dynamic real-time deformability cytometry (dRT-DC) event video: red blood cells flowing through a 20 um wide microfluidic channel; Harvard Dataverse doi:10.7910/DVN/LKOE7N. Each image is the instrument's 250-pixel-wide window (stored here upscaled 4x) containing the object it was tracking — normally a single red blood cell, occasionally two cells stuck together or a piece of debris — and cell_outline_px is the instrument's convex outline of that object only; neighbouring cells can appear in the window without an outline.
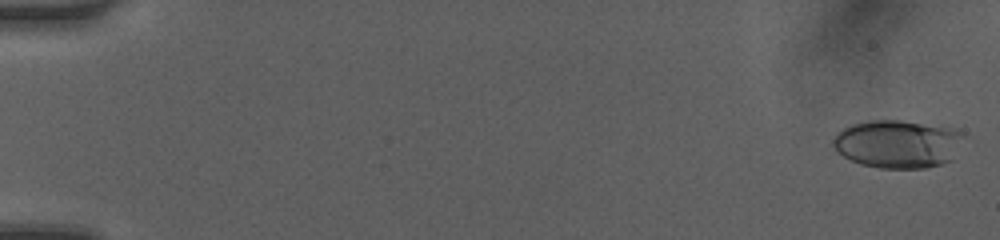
{"species": "human", "species_latin": "Homo sapiens", "temperature_condition": "room temperature", "stored_images_in_passage": 49, "camera_frame_rate_fps": 3000, "um_per_image_px": 0.085, "donor": {"sex": "female"}, "frame": {"image": 1, "passage_image": 1, "time_ms": 0.0, "image_size_px": [1000, 240], "cell_outline_px": [[964, 132], [952, 160], [940, 164], [924, 168], [880, 168], [860, 164], [836, 152], [828, 144], [836, 132], [852, 124], [868, 120], [900, 120], [940, 124], [960, 128]], "centroid_in_image_um": [76.28, 12.2], "position_along_channel_um": 8.7, "area_um2": 37.4}}
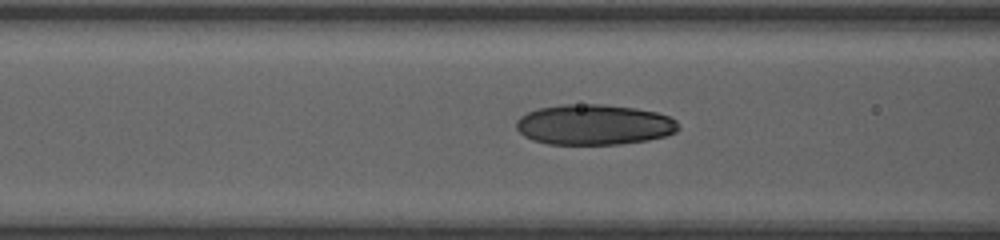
{"frame": {"image": 2, "passage_image": 21, "time_ms": 6.667, "image_size_px": [1000, 240], "cell_outline_px": [[680, 128], [676, 132], [664, 136], [648, 140], [620, 144], [548, 144], [532, 140], [524, 136], [516, 128], [516, 120], [520, 116], [536, 108], [560, 104], [604, 104], [636, 108], [656, 112], [668, 116], [676, 120]], "centroid_in_image_um": [50.48, 10.59], "position_along_channel_um": 116.1, "area_um2": 38.49}}
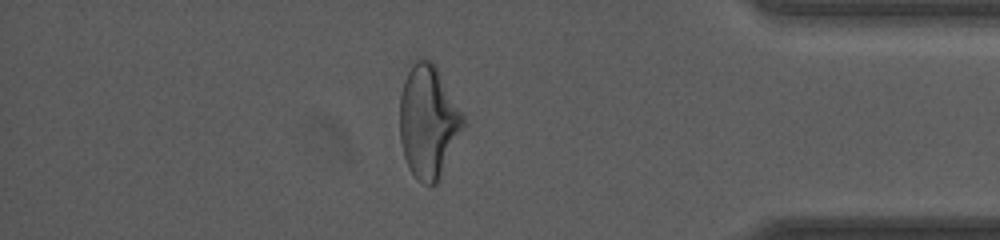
{"frame": {"image": 3, "passage_image": 43, "time_ms": 14.0, "image_size_px": [1000, 240], "cell_outline_px": [[464, 124], [440, 180], [436, 184], [424, 184], [416, 180], [408, 168], [404, 156], [400, 140], [400, 96], [404, 80], [412, 64], [416, 60], [428, 60], [436, 64], [464, 116]], "centroid_in_image_um": [36.39, 10.36], "position_along_channel_um": 398.8, "area_um2": 41.62}, "authors_computed_cell_mechanics": {"area_um2": 37.1654, "velocity_mm_per_s": 4.2152, "shape_relaxation_time_tau1_ms": 5.2068, "shape_relaxation_time_tau2_ms": 1.3755, "deformation_change_tau1": 0.1964, "deformation_change_tau2": 0.0777}}